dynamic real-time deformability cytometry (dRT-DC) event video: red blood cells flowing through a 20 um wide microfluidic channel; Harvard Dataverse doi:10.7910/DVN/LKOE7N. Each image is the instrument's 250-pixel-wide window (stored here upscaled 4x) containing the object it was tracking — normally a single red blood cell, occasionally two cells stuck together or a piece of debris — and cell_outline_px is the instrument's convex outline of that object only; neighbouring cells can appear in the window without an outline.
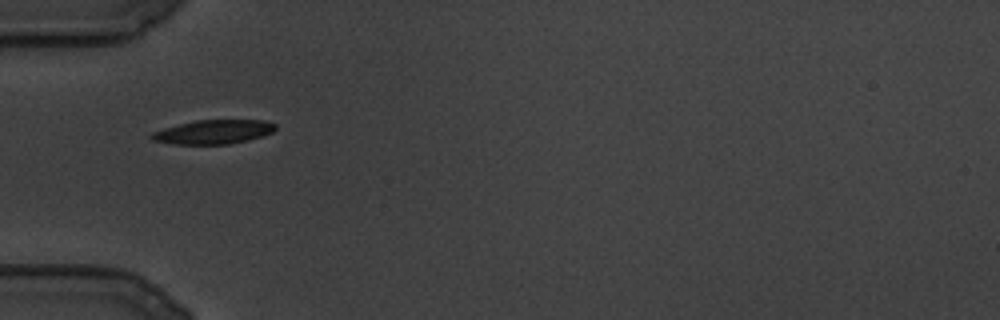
{"species": "common noctule bat (a hibernating species)", "species_latin": "Nyctalus noctula", "temperature_condition": "cold", "stored_images_in_passage": 65, "camera_frame_rate_fps": 3000, "um_per_image_px": 0.085, "animal": {"sex": "male", "body_mass_g": 19.5, "forearm_length_mm": 54.6}, "frame": {"image": 1, "passage_image": 1, "time_ms": 0.0, "image_size_px": [1000, 320], "cell_outline_px": [[276, 128], [272, 132], [264, 136], [248, 140], [228, 144], [172, 144], [152, 140], [148, 136], [152, 132], [164, 128], [196, 120], [264, 120], [276, 124]], "centroid_in_image_um": [18.14, 11.21], "position_along_channel_um": 66.9, "area_um2": 17.4}}
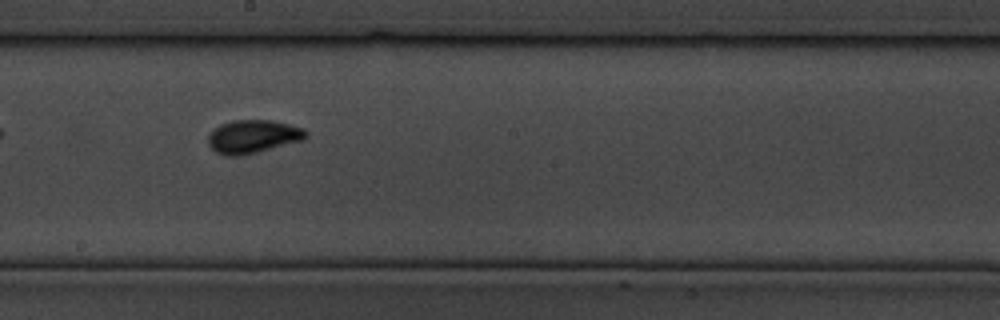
{"frame": {"image": 2, "passage_image": 29, "time_ms": 9.333, "image_size_px": [1000, 320], "cell_outline_px": [[308, 136], [304, 140], [256, 152], [236, 156], [224, 156], [216, 152], [208, 144], [208, 136], [212, 128], [220, 124], [232, 120], [268, 120], [288, 124], [304, 128], [308, 132]], "centroid_in_image_um": [21.48, 11.6], "position_along_channel_um": 226.7, "area_um2": 19.02}}
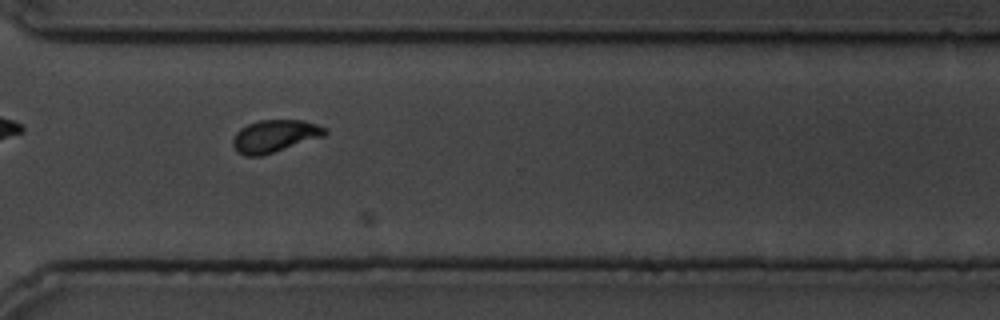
{"frame": {"image": 3, "passage_image": 50, "time_ms": 16.333, "image_size_px": [1000, 320], "cell_outline_px": [[328, 132], [324, 136], [260, 156], [244, 156], [232, 144], [232, 140], [236, 132], [240, 128], [248, 124], [260, 120], [304, 120], [328, 128]], "centroid_in_image_um": [23.37, 11.55], "position_along_channel_um": 347.2, "area_um2": 17.22}}